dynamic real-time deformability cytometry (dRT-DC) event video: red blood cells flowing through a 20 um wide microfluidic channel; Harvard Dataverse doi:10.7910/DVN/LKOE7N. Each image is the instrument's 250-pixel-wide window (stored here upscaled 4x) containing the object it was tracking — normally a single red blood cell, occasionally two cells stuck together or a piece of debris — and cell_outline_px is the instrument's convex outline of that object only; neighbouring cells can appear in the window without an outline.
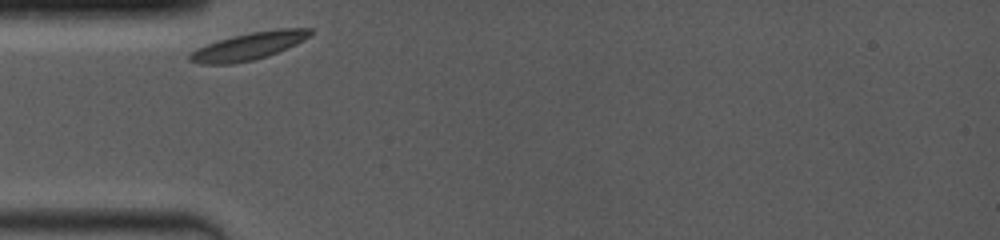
{"species": "common noctule bat (a hibernating species)", "species_latin": "Nyctalus noctula", "temperature_condition": "room temperature", "stored_images_in_passage": 38, "camera_frame_rate_fps": 4000, "um_per_image_px": 0.085, "animal": {"sex": "female", "body_mass_g": 19.0, "forearm_length_mm": 53.3}, "frame": {"image": 1, "passage_image": 1, "time_ms": 0.0, "image_size_px": [1000, 240], "cell_outline_px": [[312, 36], [296, 44], [276, 52], [252, 60], [232, 64], [200, 64], [188, 60], [188, 56], [196, 48], [220, 40], [252, 32], [280, 28], [312, 28]], "centroid_in_image_um": [21.16, 3.92], "position_along_channel_um": 63.8, "area_um2": 18.9}}
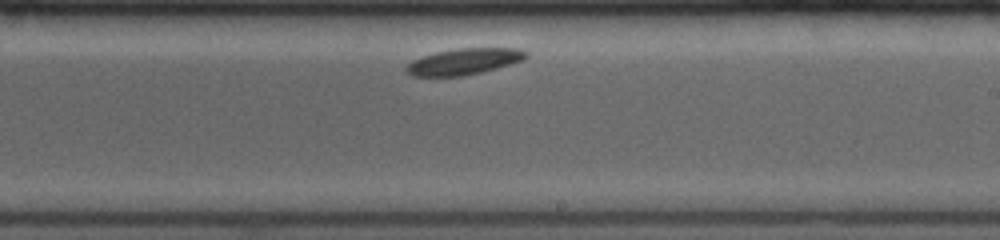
{"frame": {"image": 2, "passage_image": 22, "time_ms": 5.25, "image_size_px": [1000, 240], "cell_outline_px": [[528, 56], [524, 60], [496, 68], [464, 76], [412, 76], [404, 68], [412, 60], [436, 52], [456, 48], [520, 48], [528, 52]], "centroid_in_image_um": [39.47, 5.22], "position_along_channel_um": 249.5, "area_um2": 18.26}}
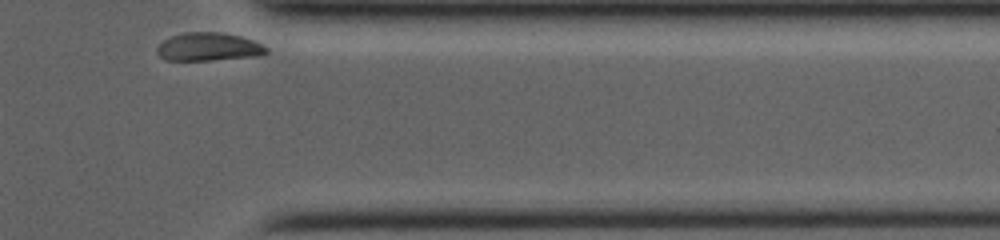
{"frame": {"image": 3, "passage_image": 38, "time_ms": 9.25, "image_size_px": [1000, 240], "cell_outline_px": [[268, 52], [264, 56], [212, 60], [164, 60], [156, 52], [156, 48], [164, 40], [172, 36], [184, 32], [220, 32], [240, 36], [252, 40], [268, 48]], "centroid_in_image_um": [17.75, 3.99], "position_along_channel_um": 393.6, "area_um2": 18.09}}